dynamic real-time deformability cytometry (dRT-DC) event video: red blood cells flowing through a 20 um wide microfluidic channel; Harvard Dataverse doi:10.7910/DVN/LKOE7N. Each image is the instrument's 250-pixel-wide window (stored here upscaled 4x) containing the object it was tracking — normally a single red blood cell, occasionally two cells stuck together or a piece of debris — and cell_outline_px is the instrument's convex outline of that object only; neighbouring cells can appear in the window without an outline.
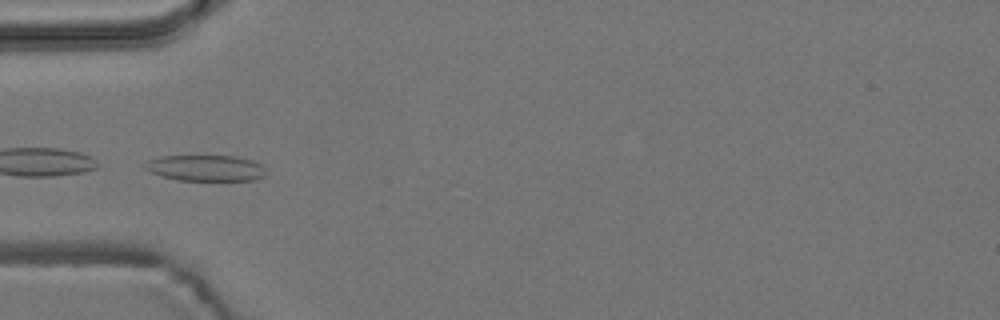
{"species": "common noctule bat (a hibernating species)", "species_latin": "Nyctalus noctula", "temperature_condition": "room temperature", "stored_images_in_passage": 6, "camera_frame_rate_fps": 3000, "um_per_image_px": 0.085, "animal": {"sex": "male", "body_mass_g": 19.2, "forearm_length_mm": 51.8}, "frame": {"image": 1, "passage_image": 4, "time_ms": 3.333, "image_size_px": [1000, 320], "cell_outline_px": [[264, 176], [256, 180], [176, 180], [160, 176], [144, 168], [140, 164], [148, 160], [160, 156], [236, 156], [252, 160], [260, 164], [264, 168]], "centroid_in_image_um": [17.43, 14.28], "position_along_channel_um": 67.6, "area_um2": 18.44}}
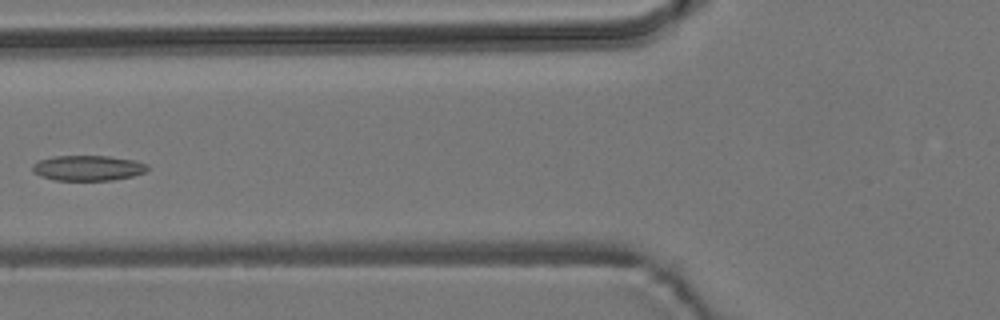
{"frame": {"image": 2, "passage_image": 5, "time_ms": 4.667, "image_size_px": [1000, 320], "cell_outline_px": [[148, 168], [144, 172], [132, 176], [112, 180], [56, 180], [40, 176], [32, 172], [32, 164], [40, 160], [52, 156], [108, 156], [132, 160], [148, 164]], "centroid_in_image_um": [7.43, 14.28], "position_along_channel_um": 118.4, "area_um2": 16.88}}
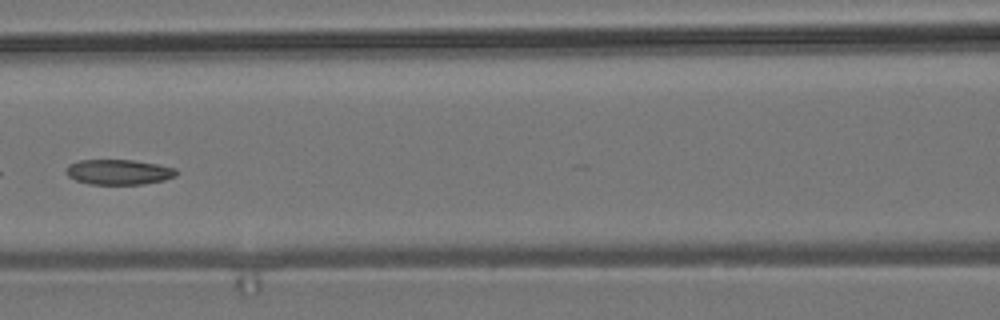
{"frame": {"image": 3, "passage_image": 6, "time_ms": 5.667, "image_size_px": [1000, 320], "cell_outline_px": [[176, 176], [164, 180], [140, 184], [92, 184], [76, 180], [68, 176], [64, 172], [64, 168], [68, 164], [80, 160], [132, 160], [156, 164], [176, 168]], "centroid_in_image_um": [10.04, 14.61], "position_along_channel_um": 156.6, "area_um2": 16.13}}